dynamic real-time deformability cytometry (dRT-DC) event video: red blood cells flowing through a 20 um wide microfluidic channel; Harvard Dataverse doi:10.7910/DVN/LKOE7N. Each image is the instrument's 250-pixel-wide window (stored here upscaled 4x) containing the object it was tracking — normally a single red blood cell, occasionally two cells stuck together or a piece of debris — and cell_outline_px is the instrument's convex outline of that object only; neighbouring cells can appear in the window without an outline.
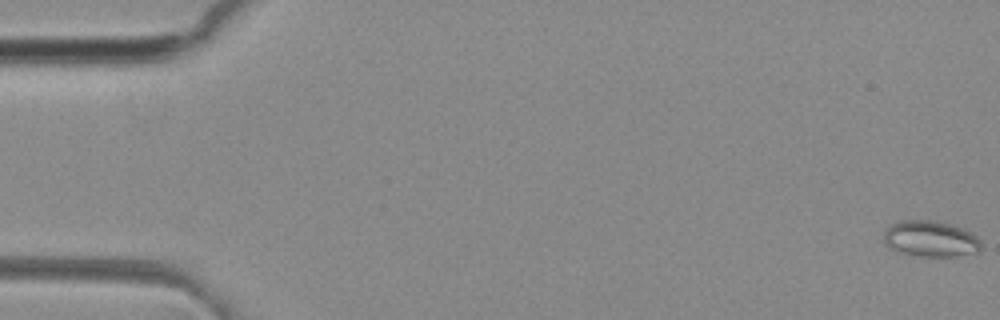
{"species": "common noctule bat (a hibernating species)", "species_latin": "Nyctalus noctula", "temperature_condition": "room temperature", "stored_images_in_passage": 18, "camera_frame_rate_fps": 3000, "um_per_image_px": 0.085, "animal": {"sex": "female", "body_mass_g": 29.2, "forearm_length_mm": 56.3}, "frame": {"image": 1, "passage_image": 1, "time_ms": 0.0, "image_size_px": [1000, 320], "cell_outline_px": [[980, 248], [976, 252], [956, 256], [920, 256], [888, 248], [884, 244], [884, 232], [892, 224], [904, 220], [932, 220], [964, 228], [972, 232], [980, 240]], "centroid_in_image_um": [79.1, 20.29], "position_along_channel_um": 5.9, "area_um2": 20.23}}